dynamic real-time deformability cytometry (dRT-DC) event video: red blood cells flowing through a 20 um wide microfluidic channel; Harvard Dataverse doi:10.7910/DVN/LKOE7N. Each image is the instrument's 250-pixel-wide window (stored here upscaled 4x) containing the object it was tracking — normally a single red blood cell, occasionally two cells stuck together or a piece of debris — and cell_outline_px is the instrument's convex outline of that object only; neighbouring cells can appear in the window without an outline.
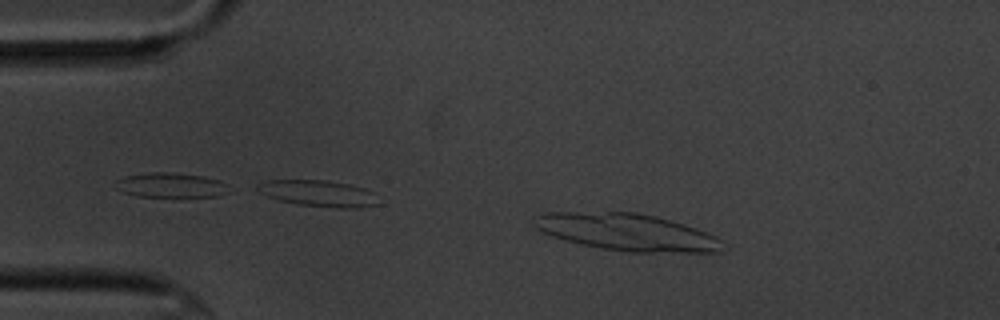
{"species": "common noctule bat (a hibernating species)", "species_latin": "Nyctalus noctula", "temperature_condition": "cold", "stored_images_in_passage": 13, "camera_frame_rate_fps": 3000, "um_per_image_px": 0.085, "animal": {"sex": "male", "body_mass_g": 20.1, "forearm_length_mm": 53.5}, "frame": {"image": 1, "passage_image": 10, "time_ms": 3.0, "image_size_px": [1000, 320], "cell_outline_px": [[704, 248], [612, 248], [572, 240], [560, 236], [684, 228], [688, 228], [700, 232]], "centroid_in_image_um": [54.8, 20.32], "position_along_channel_um": 30.2, "area_um2": 14.68}}